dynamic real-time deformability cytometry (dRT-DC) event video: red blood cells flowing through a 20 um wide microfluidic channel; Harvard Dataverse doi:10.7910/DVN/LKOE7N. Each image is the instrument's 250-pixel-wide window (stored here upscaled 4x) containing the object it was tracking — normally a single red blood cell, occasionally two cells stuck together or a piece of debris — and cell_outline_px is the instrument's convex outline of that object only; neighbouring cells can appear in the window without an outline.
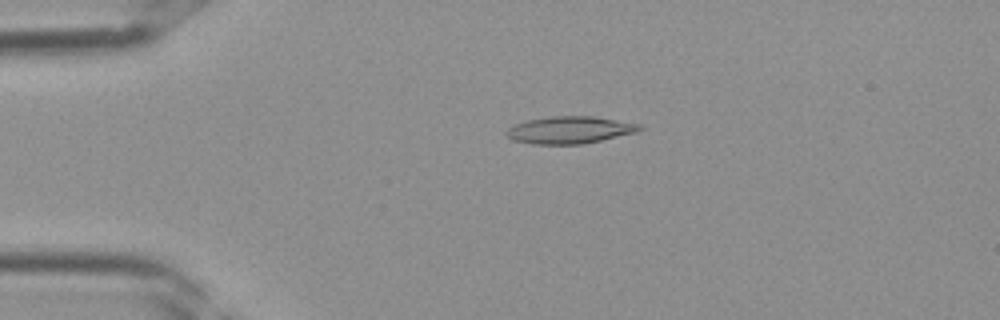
{"species": "Egyptian fruit bat (a non-hibernating species)", "species_latin": "Rousettus aegyptiacus", "temperature_condition": "room temperature", "stored_images_in_passage": 33, "camera_frame_rate_fps": 3000, "um_per_image_px": 0.085, "frame": {"image": 1, "passage_image": 4, "time_ms": 1.0, "image_size_px": [1000, 320], "cell_outline_px": [[644, 128], [640, 132], [584, 144], [532, 144], [512, 140], [504, 132], [508, 128], [516, 124], [528, 120], [548, 116], [592, 116], [640, 124]], "centroid_in_image_um": [48.46, 11.05], "position_along_channel_um": 36.5, "area_um2": 21.27}}
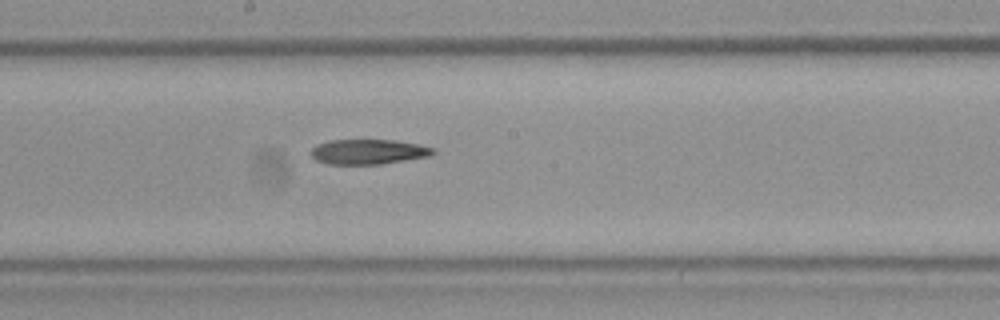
{"frame": {"image": 2, "passage_image": 16, "time_ms": 5.0, "image_size_px": [1000, 320], "cell_outline_px": [[436, 152], [432, 156], [380, 164], [328, 164], [316, 160], [308, 152], [316, 144], [328, 140], [396, 140], [420, 144], [436, 148]], "centroid_in_image_um": [31.33, 12.89], "position_along_channel_um": 216.9, "area_um2": 18.09}}
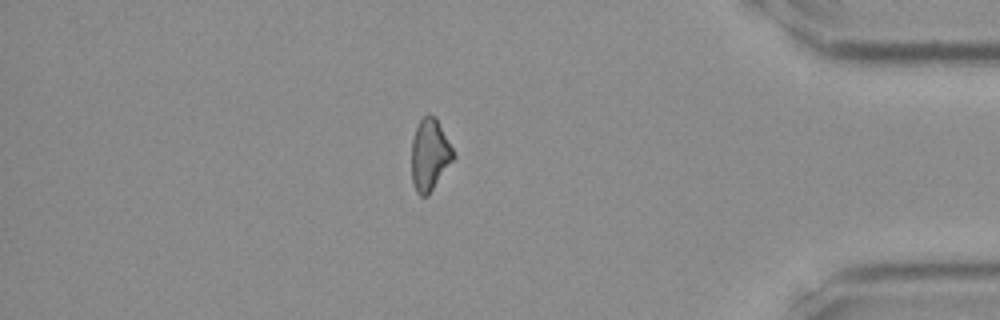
{"frame": {"image": 3, "passage_image": 28, "time_ms": 9.0, "image_size_px": [1000, 320], "cell_outline_px": [[456, 156], [428, 196], [420, 196], [416, 192], [412, 184], [412, 140], [416, 128], [420, 120], [428, 112], [436, 116]], "centroid_in_image_um": [36.52, 13.15], "position_along_channel_um": 398.7, "area_um2": 17.57}}